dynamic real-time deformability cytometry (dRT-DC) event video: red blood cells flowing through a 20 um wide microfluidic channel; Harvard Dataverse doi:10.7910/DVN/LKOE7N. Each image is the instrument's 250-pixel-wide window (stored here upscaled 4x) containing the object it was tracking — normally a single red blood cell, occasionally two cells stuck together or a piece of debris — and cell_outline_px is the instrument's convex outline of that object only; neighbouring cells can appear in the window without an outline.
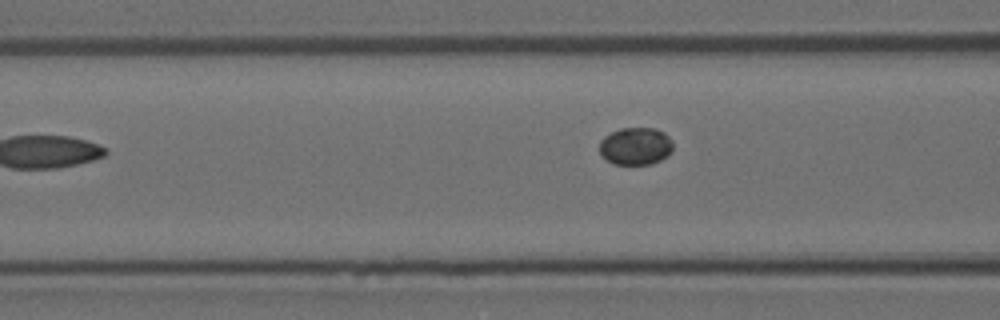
{"species": "Egyptian fruit bat (a non-hibernating species)", "species_latin": "Rousettus aegyptiacus", "temperature_condition": "room temperature", "stored_images_in_passage": 7, "camera_frame_rate_fps": 3000, "um_per_image_px": 0.085, "animal": {"sex": "female"}, "frame": {"image": 1, "passage_image": 3, "time_ms": 0.667, "image_size_px": [1000, 320], "cell_outline_px": [[672, 152], [668, 156], [652, 164], [612, 164], [600, 156], [600, 140], [604, 136], [620, 128], [656, 128], [664, 132], [672, 140]], "centroid_in_image_um": [54.02, 12.43], "position_along_channel_um": 112.6, "area_um2": 16.3}}
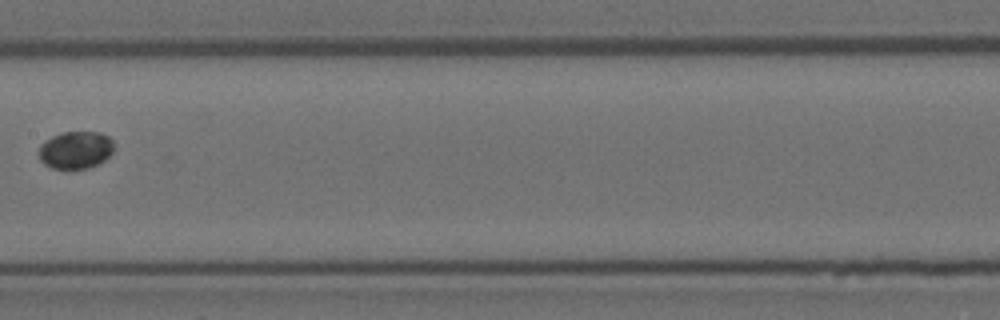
{"frame": {"image": 2, "passage_image": 5, "time_ms": 1.333, "image_size_px": [1000, 320], "cell_outline_px": [[112, 152], [104, 160], [88, 168], [68, 172], [52, 168], [44, 164], [40, 160], [40, 144], [44, 140], [52, 136], [64, 132], [100, 132], [108, 136], [112, 140]], "centroid_in_image_um": [6.39, 12.78], "position_along_channel_um": 201.0, "area_um2": 16.7}}
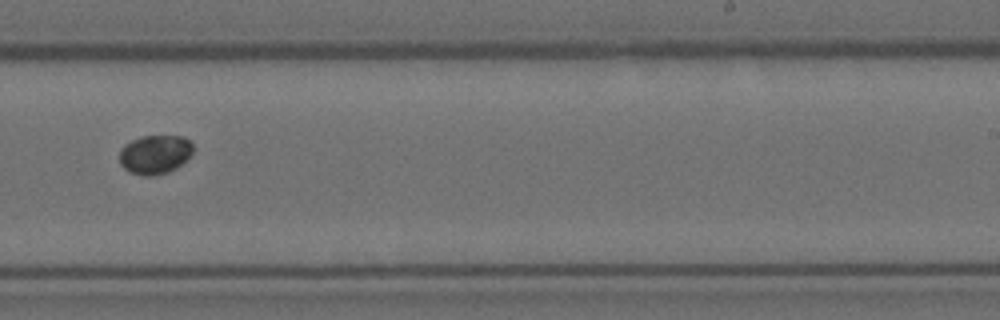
{"frame": {"image": 3, "passage_image": 7, "time_ms": 2.0, "image_size_px": [1000, 320], "cell_outline_px": [[196, 148], [192, 156], [176, 168], [168, 172], [156, 176], [140, 176], [128, 172], [120, 164], [120, 152], [124, 144], [140, 136], [184, 136]], "centroid_in_image_um": [13.2, 13.14], "position_along_channel_um": 275.8, "area_um2": 17.17}}